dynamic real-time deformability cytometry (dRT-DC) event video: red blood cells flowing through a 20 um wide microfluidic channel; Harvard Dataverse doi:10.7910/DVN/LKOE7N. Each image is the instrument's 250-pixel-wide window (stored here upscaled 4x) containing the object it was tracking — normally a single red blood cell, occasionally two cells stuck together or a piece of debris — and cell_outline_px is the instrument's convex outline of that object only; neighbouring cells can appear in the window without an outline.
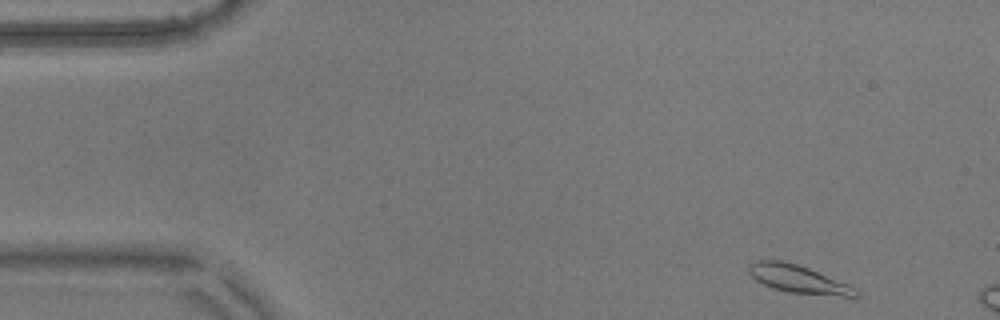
{"species": "common noctule bat (a hibernating species)", "species_latin": "Nyctalus noctula", "temperature_condition": "warm", "stored_images_in_passage": 7, "camera_frame_rate_fps": 3000, "um_per_image_px": 0.085, "animal": {"sex": "male", "body_mass_g": 17.9}, "frame": {"image": 1, "passage_image": 1, "time_ms": 0.0, "image_size_px": [1000, 320], "cell_outline_px": [[860, 296], [844, 296], [788, 292], [772, 288], [756, 280], [748, 272], [748, 264], [756, 260], [780, 260], [796, 264], [808, 268], [848, 284], [856, 288], [860, 292]], "centroid_in_image_um": [67.83, 23.72], "position_along_channel_um": 17.2, "area_um2": 17.22}}